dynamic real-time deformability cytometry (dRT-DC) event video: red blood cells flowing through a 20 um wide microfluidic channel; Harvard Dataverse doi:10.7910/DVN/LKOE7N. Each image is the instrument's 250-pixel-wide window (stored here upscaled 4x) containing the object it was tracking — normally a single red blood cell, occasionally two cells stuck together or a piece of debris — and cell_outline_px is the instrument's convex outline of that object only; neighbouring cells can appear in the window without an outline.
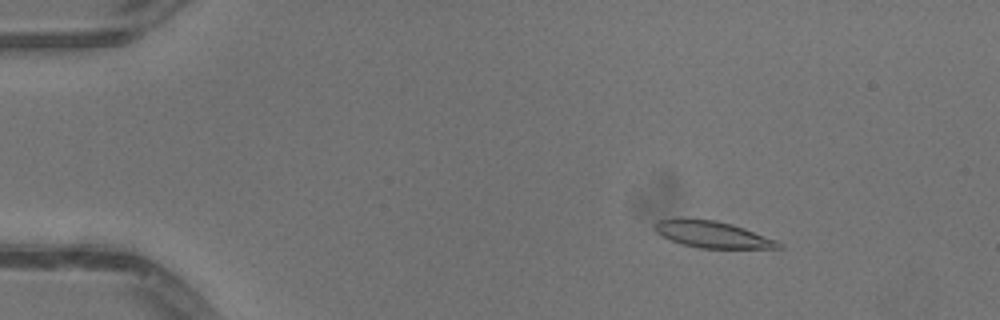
{"species": "common noctule bat (a hibernating species)", "species_latin": "Nyctalus noctula", "temperature_condition": "warm", "stored_images_in_passage": 51, "camera_frame_rate_fps": 3000, "um_per_image_px": 0.085, "animal": {"sex": "male", "body_mass_g": 13.3}, "frame": {"image": 1, "passage_image": 8, "time_ms": 2.333, "image_size_px": [1000, 320], "cell_outline_px": [[784, 248], [700, 248], [680, 244], [656, 232], [652, 228], [656, 220], [712, 220], [732, 224], [744, 228], [776, 240], [784, 244]], "centroid_in_image_um": [60.6, 19.96], "position_along_channel_um": 24.4, "area_um2": 18.73}}
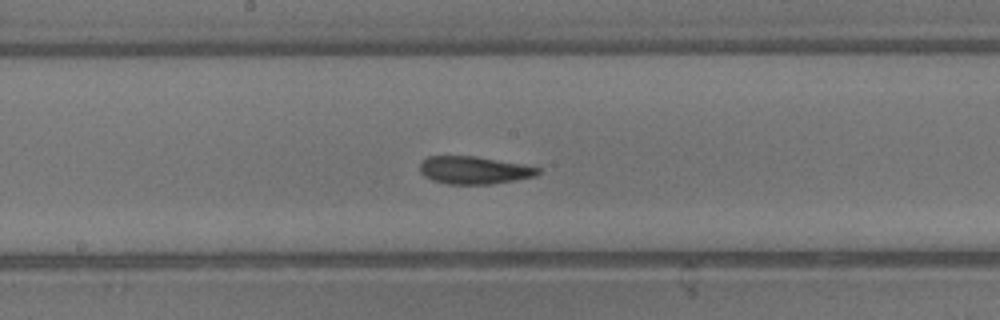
{"frame": {"image": 2, "passage_image": 28, "time_ms": 9.0, "image_size_px": [1000, 320], "cell_outline_px": [[540, 172], [536, 176], [516, 180], [492, 184], [448, 184], [432, 180], [424, 176], [420, 172], [420, 160], [428, 156], [476, 156], [520, 164], [540, 168]], "centroid_in_image_um": [40.26, 14.46], "position_along_channel_um": 207.9, "area_um2": 19.07}}
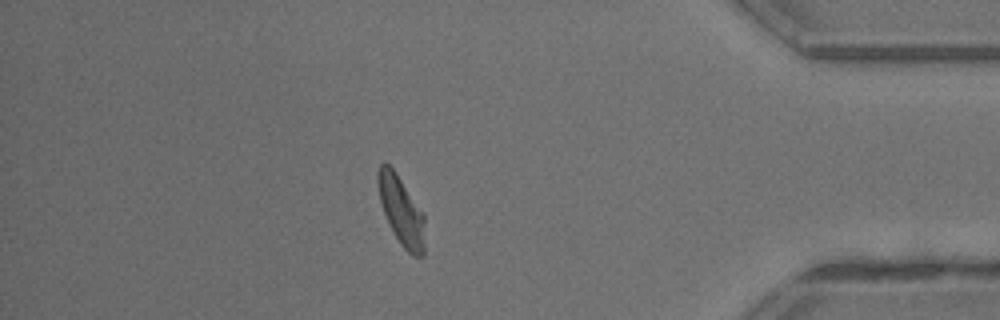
{"frame": {"image": 3, "passage_image": 45, "time_ms": 14.667, "image_size_px": [1000, 320], "cell_outline_px": [[424, 256], [412, 256], [400, 244], [388, 224], [380, 200], [376, 180], [376, 172], [380, 164], [384, 160], [396, 172], [424, 212]], "centroid_in_image_um": [34.1, 17.88], "position_along_channel_um": 401.1, "area_um2": 19.13}, "authors_computed_cell_mechanics": {"area_um2": 19.1318, "velocity_mm_per_s": 4.0738, "shape_relaxation_time_tau1_ms": 5.2723, "shape_relaxation_time_tau2_ms": 3.3051, "deformation_change_tau1": 0.1923, "deformation_change_tau2": 0.0948}}